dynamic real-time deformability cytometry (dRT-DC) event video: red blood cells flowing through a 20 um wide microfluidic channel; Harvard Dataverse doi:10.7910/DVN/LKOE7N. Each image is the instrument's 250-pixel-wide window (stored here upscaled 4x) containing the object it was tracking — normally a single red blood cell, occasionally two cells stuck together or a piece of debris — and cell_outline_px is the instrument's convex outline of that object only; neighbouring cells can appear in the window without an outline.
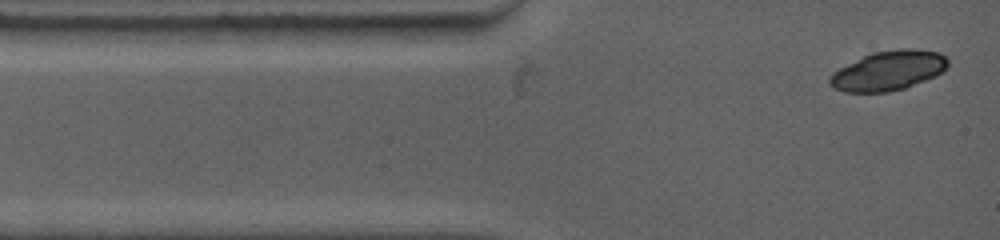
{"species": "common noctule bat (a hibernating species)", "species_latin": "Nyctalus noctula", "temperature_condition": "warm", "stored_images_in_passage": 2, "camera_frame_rate_fps": 4500, "um_per_image_px": 0.085, "animal": {"sex": "female", "body_mass_g": 19.0, "forearm_length_mm": 53.3}, "frame": {"image": 1, "passage_image": 1, "time_ms": 0.0, "image_size_px": [1000, 240], "cell_outline_px": [[948, 68], [936, 76], [904, 88], [888, 92], [844, 92], [832, 88], [828, 84], [828, 80], [832, 72], [872, 52], [904, 48], [916, 48], [940, 52], [948, 60]], "centroid_in_image_um": [75.52, 6.0], "position_along_channel_um": 9.5, "area_um2": 27.4}}